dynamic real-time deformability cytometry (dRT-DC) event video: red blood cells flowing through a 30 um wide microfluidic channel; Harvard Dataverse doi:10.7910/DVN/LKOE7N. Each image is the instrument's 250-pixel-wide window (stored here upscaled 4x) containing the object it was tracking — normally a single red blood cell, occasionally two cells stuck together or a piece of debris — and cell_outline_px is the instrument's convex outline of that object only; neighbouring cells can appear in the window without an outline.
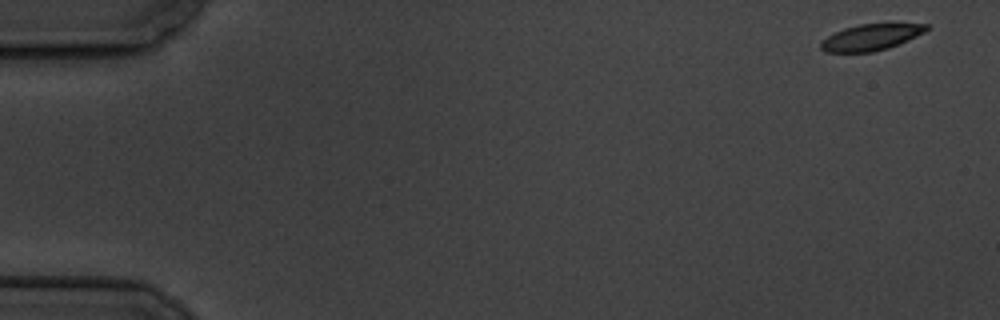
{"species": "common noctule bat (a hibernating species)", "species_latin": "Nyctalus noctula", "temperature_condition": "cold", "stored_images_in_passage": 8, "camera_frame_rate_fps": 3000, "um_per_image_px": 0.085, "animal": {"sex": "male", "body_mass_g": 19.5, "forearm_length_mm": 54.6}, "frame": {"image": 1, "passage_image": 1, "time_ms": 0.0, "image_size_px": [1000, 320], "cell_outline_px": [[928, 28], [924, 32], [908, 40], [888, 48], [872, 52], [824, 52], [820, 48], [820, 40], [844, 28], [860, 24], [928, 24]], "centroid_in_image_um": [73.98, 3.18], "position_along_channel_um": 11.0, "area_um2": 15.95}}